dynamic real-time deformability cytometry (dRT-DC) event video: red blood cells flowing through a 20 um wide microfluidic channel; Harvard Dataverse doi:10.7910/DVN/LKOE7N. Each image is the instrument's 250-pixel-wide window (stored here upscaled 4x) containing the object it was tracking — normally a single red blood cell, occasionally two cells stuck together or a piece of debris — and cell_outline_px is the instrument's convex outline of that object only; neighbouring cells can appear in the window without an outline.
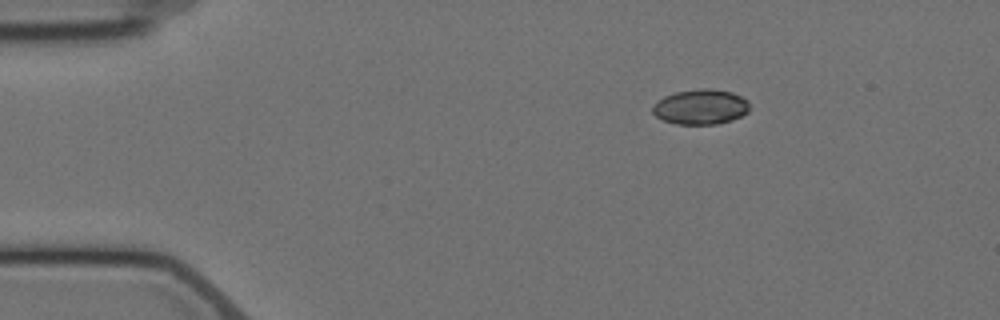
{"species": "Egyptian fruit bat (a non-hibernating species)", "species_latin": "Rousettus aegyptiacus", "temperature_condition": "cold", "stored_images_in_passage": 3, "camera_frame_rate_fps": 3000, "um_per_image_px": 0.085, "animal": {"sex": "female"}, "frame": {"image": 1, "passage_image": 3, "time_ms": 2.667, "image_size_px": [1000, 320], "cell_outline_px": [[748, 112], [732, 120], [716, 124], [676, 124], [664, 120], [656, 116], [652, 112], [652, 108], [664, 96], [676, 92], [700, 88], [712, 88], [732, 92], [748, 100]], "centroid_in_image_um": [59.57, 9.08], "position_along_channel_um": 25.4, "area_um2": 19.71}}